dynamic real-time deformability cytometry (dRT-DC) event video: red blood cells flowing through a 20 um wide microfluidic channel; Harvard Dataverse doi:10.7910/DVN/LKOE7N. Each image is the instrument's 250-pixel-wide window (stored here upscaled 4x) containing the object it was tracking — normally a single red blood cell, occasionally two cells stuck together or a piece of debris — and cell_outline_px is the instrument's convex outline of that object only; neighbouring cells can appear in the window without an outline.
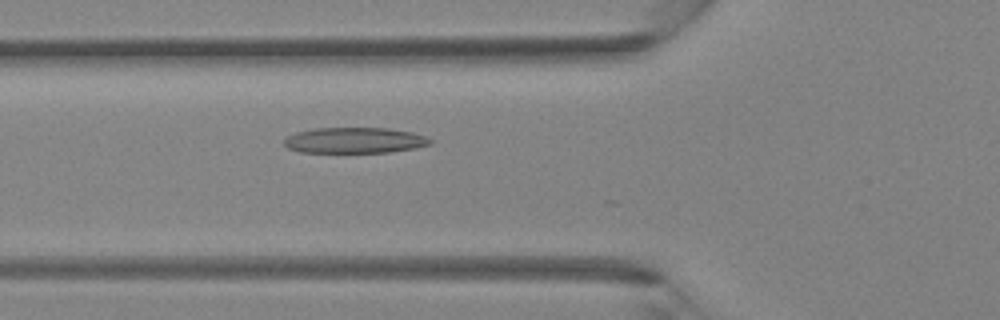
{"species": "Egyptian fruit bat (a non-hibernating species)", "species_latin": "Rousettus aegyptiacus", "temperature_condition": "room temperature", "stored_images_in_passage": 31, "camera_frame_rate_fps": 3000, "um_per_image_px": 0.085, "animal": {"sex": "female"}, "frame": {"image": 1, "passage_image": 5, "time_ms": 1.333, "image_size_px": [1000, 320], "cell_outline_px": [[432, 144], [416, 148], [388, 152], [300, 152], [288, 148], [284, 144], [284, 140], [288, 136], [296, 132], [316, 128], [388, 128], [412, 132], [428, 136], [432, 140]], "centroid_in_image_um": [30.19, 11.92], "position_along_channel_um": 95.6, "area_um2": 21.96}}
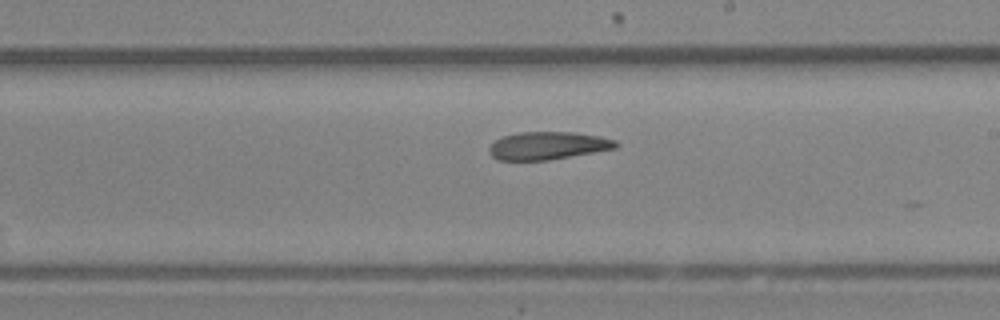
{"frame": {"image": 2, "passage_image": 14, "time_ms": 4.333, "image_size_px": [1000, 320], "cell_outline_px": [[620, 144], [616, 148], [548, 160], [496, 160], [488, 152], [488, 148], [496, 140], [504, 136], [520, 132], [572, 132], [600, 136], [616, 140]], "centroid_in_image_um": [46.57, 12.38], "position_along_channel_um": 242.4, "area_um2": 20.46}}
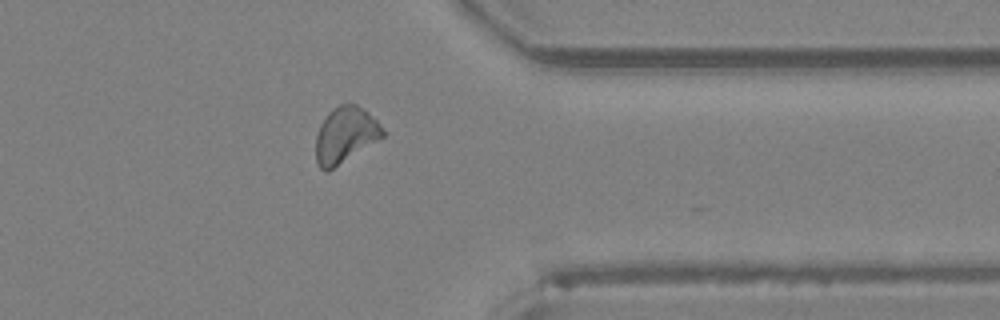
{"frame": {"image": 3, "passage_image": 23, "time_ms": 7.333, "image_size_px": [1000, 320], "cell_outline_px": [[384, 136], [328, 172], [324, 172], [320, 168], [316, 160], [316, 136], [320, 124], [328, 112], [332, 108], [340, 104], [356, 104], [364, 108], [384, 128]], "centroid_in_image_um": [29.34, 11.47], "position_along_channel_um": 382.1, "area_um2": 21.85}}